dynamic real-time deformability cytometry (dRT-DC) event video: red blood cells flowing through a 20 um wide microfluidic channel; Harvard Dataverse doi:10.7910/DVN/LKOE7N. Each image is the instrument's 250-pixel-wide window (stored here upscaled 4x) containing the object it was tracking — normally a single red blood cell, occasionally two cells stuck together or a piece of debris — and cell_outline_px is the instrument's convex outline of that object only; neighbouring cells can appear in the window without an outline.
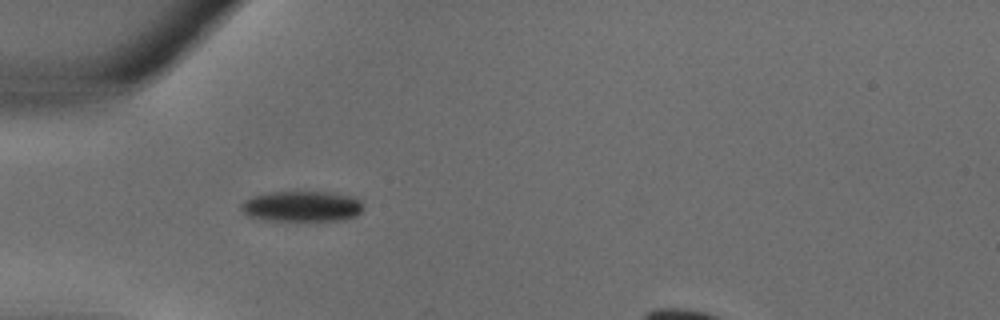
{"species": "common noctule bat (a hibernating species)", "species_latin": "Nyctalus noctula", "temperature_condition": "warm", "stored_images_in_passage": 25, "camera_frame_rate_fps": 3000, "um_per_image_px": 0.085, "animal": {"sex": "male", "body_mass_g": 18.8}, "frame": {"image": 1, "passage_image": 2, "time_ms": 0.333, "image_size_px": [1000, 320], "cell_outline_px": [[364, 208], [356, 216], [344, 220], [308, 224], [260, 220], [248, 216], [240, 208], [240, 204], [244, 200], [252, 196], [268, 192], [328, 192], [356, 196], [360, 200]], "centroid_in_image_um": [25.67, 17.6], "position_along_channel_um": 59.3, "area_um2": 23.24}}
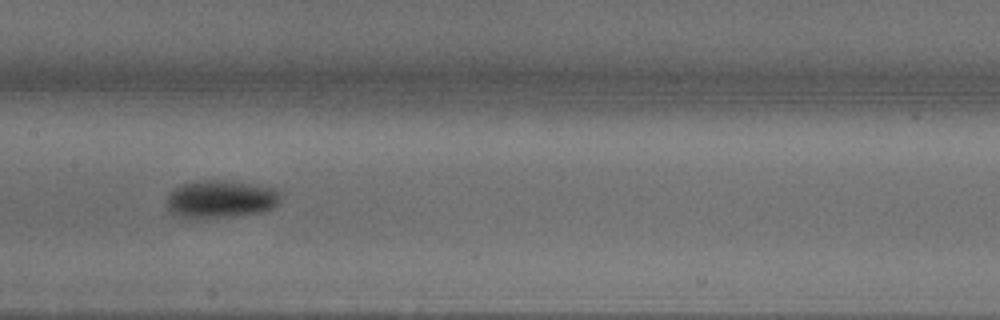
{"frame": {"image": 2, "passage_image": 9, "time_ms": 2.667, "image_size_px": [1000, 320], "cell_outline_px": [[280, 200], [272, 208], [264, 212], [232, 216], [192, 220], [180, 216], [172, 212], [168, 208], [168, 196], [176, 188], [184, 184], [200, 180], [224, 180], [256, 184], [280, 188]], "centroid_in_image_um": [18.82, 16.93], "position_along_channel_um": 188.6, "area_um2": 25.32}}
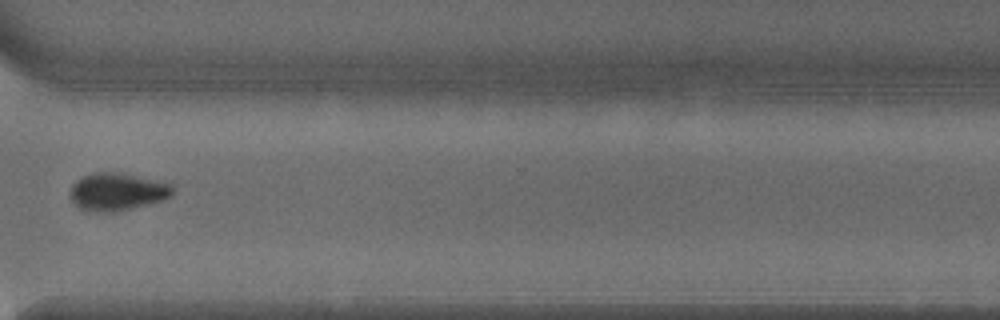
{"frame": {"image": 3, "passage_image": 18, "time_ms": 5.667, "image_size_px": [1000, 320], "cell_outline_px": [[172, 196], [164, 200], [116, 212], [88, 212], [80, 208], [72, 200], [72, 184], [76, 180], [92, 172], [116, 172], [172, 184]], "centroid_in_image_um": [9.95, 16.31], "position_along_channel_um": 360.6, "area_um2": 22.25}}